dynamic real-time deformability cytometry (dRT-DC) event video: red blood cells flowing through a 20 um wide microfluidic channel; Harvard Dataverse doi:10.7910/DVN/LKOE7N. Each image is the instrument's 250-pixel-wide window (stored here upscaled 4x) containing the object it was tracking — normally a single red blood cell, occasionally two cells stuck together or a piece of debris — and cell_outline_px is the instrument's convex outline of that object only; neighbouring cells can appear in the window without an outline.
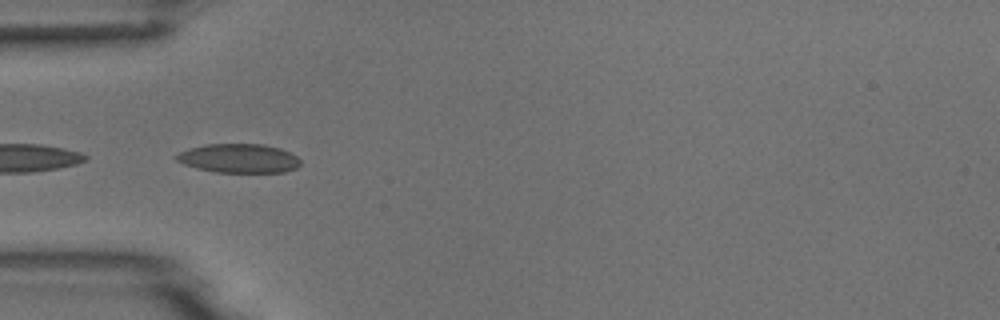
{"species": "common noctule bat (a hibernating species)", "species_latin": "Nyctalus noctula", "temperature_condition": "room temperature", "stored_images_in_passage": 10, "camera_frame_rate_fps": 3000, "um_per_image_px": 0.085, "animal": {"sex": "male", "body_mass_g": 18.8}, "frame": {"image": 1, "passage_image": 5, "time_ms": 4.667, "image_size_px": [1000, 320], "cell_outline_px": [[300, 164], [296, 168], [284, 172], [216, 172], [196, 168], [184, 164], [176, 160], [172, 156], [188, 148], [204, 144], [264, 144], [280, 148], [296, 156], [300, 160]], "centroid_in_image_um": [20.26, 13.45], "position_along_channel_um": 64.7, "area_um2": 21.04}}
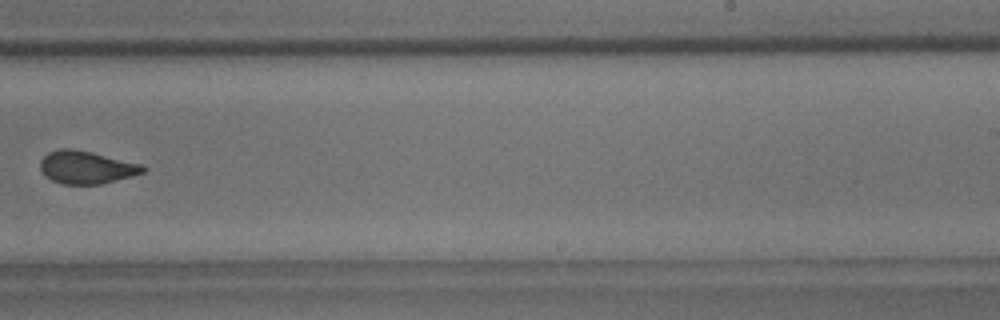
{"frame": {"image": 2, "passage_image": 10, "time_ms": 10.333, "image_size_px": [1000, 320], "cell_outline_px": [[148, 168], [144, 172], [132, 176], [100, 184], [60, 184], [52, 180], [40, 168], [40, 160], [48, 152], [60, 148], [72, 148], [92, 152], [144, 164]], "centroid_in_image_um": [7.38, 14.21], "position_along_channel_um": 281.6, "area_um2": 19.71}}